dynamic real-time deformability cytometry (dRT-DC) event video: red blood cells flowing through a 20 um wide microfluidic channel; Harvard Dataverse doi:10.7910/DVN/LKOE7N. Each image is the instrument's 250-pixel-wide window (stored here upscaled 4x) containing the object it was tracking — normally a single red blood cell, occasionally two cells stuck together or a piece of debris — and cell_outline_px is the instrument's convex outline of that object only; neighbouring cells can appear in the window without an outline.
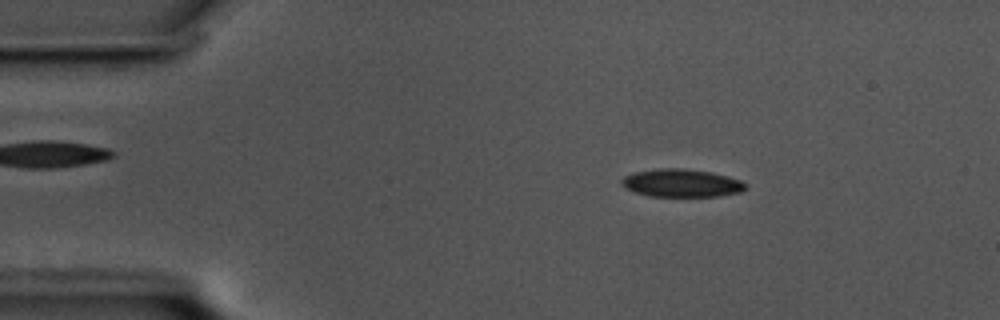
{"species": "common noctule bat (a hibernating species)", "species_latin": "Nyctalus noctula", "temperature_condition": "cold", "stored_images_in_passage": 57, "camera_frame_rate_fps": 3000, "um_per_image_px": 0.085, "animal": {"sex": "male", "body_mass_g": 17.5, "forearm_length_mm": 52.3}, "frame": {"image": 1, "passage_image": 9, "time_ms": 2.667, "image_size_px": [1000, 320], "cell_outline_px": [[744, 188], [740, 192], [720, 196], [648, 196], [624, 188], [620, 180], [624, 176], [636, 172], [660, 168], [680, 168], [712, 172], [740, 180], [744, 184]], "centroid_in_image_um": [57.88, 15.56], "position_along_channel_um": 27.1, "area_um2": 19.94}}
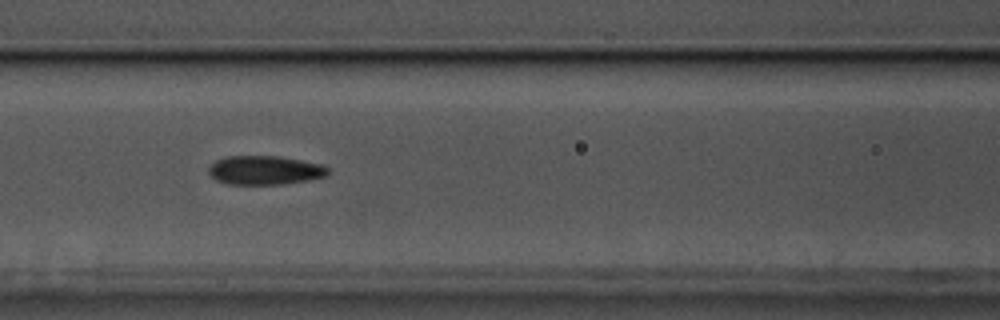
{"frame": {"image": 2, "passage_image": 24, "time_ms": 7.667, "image_size_px": [1000, 320], "cell_outline_px": [[328, 172], [324, 176], [308, 180], [284, 184], [224, 184], [216, 180], [208, 172], [208, 168], [216, 160], [228, 156], [276, 156], [300, 160], [320, 164], [328, 168]], "centroid_in_image_um": [22.47, 14.47], "position_along_channel_um": 144.1, "area_um2": 19.94}}
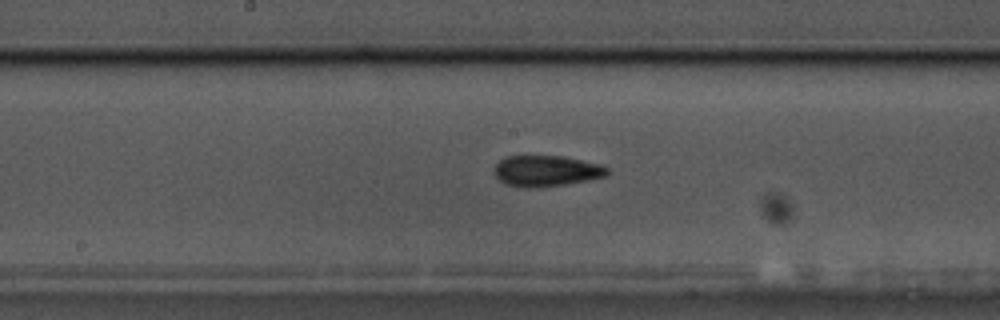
{"frame": {"image": 3, "passage_image": 29, "time_ms": 9.333, "image_size_px": [1000, 320], "cell_outline_px": [[608, 172], [604, 176], [588, 180], [540, 188], [516, 188], [504, 184], [492, 172], [492, 168], [500, 160], [508, 156], [564, 156], [600, 164], [608, 168]], "centroid_in_image_um": [46.36, 14.54], "position_along_channel_um": 201.8, "area_um2": 20.63}, "authors_computed_cell_mechanics": {"area_um2": 19.8832, "velocity_mm_per_s": 3.4776, "shape_relaxation_time_tau1_ms": 3.8014, "shape_relaxation_time_tau2_ms": 3.858, "deformation_change_tau1": 0.0973, "deformation_change_tau2": 0.1029}}